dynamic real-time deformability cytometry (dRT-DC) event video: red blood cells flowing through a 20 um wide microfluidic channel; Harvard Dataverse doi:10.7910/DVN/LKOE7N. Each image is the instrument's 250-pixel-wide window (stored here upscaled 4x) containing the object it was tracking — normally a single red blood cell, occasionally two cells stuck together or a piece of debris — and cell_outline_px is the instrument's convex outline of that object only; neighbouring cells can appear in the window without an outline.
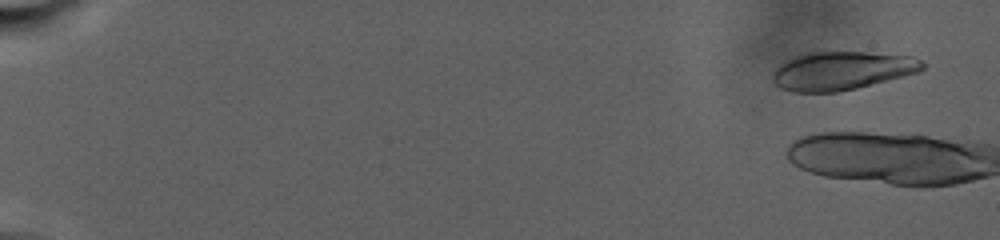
{"species": "human", "species_latin": "Homo sapiens", "temperature_condition": "warm", "stored_images_in_passage": 6, "camera_frame_rate_fps": 3000, "um_per_image_px": 0.085, "donor": {"sex": "male"}, "frame": {"image": 1, "passage_image": 3, "time_ms": 1.0, "image_size_px": [1000, 240], "cell_outline_px": [[924, 68], [920, 72], [856, 88], [836, 92], [792, 92], [780, 88], [772, 80], [772, 76], [776, 68], [788, 60], [796, 56], [808, 52], [868, 52], [912, 56], [920, 60], [924, 64]], "centroid_in_image_um": [71.57, 6.01], "position_along_channel_um": 13.4, "area_um2": 33.41}}